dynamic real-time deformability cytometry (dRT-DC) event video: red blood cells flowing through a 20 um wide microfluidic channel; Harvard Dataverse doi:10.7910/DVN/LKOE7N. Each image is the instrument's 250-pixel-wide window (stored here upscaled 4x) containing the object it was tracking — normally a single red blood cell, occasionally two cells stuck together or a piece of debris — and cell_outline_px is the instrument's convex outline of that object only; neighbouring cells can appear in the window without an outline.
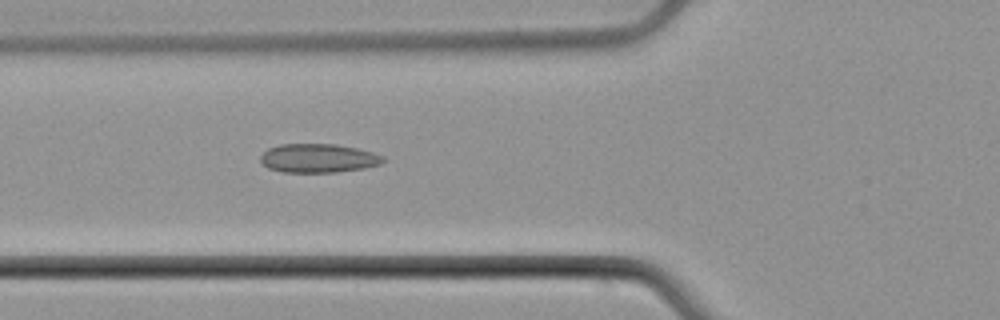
{"species": "common noctule bat (a hibernating species)", "species_latin": "Nyctalus noctula", "temperature_condition": "cold", "stored_images_in_passage": 6, "camera_frame_rate_fps": 3000, "um_per_image_px": 0.085, "animal": {"sex": "male", "body_mass_g": 21.5, "forearm_length_mm": 52.0}, "frame": {"image": 1, "passage_image": 6, "time_ms": 6.0, "image_size_px": [1000, 320], "cell_outline_px": [[384, 160], [380, 164], [364, 168], [336, 172], [284, 172], [268, 168], [260, 160], [260, 156], [268, 148], [280, 144], [336, 144], [356, 148], [372, 152], [380, 156]], "centroid_in_image_um": [27.02, 13.44], "position_along_channel_um": 98.8, "area_um2": 20.4}}